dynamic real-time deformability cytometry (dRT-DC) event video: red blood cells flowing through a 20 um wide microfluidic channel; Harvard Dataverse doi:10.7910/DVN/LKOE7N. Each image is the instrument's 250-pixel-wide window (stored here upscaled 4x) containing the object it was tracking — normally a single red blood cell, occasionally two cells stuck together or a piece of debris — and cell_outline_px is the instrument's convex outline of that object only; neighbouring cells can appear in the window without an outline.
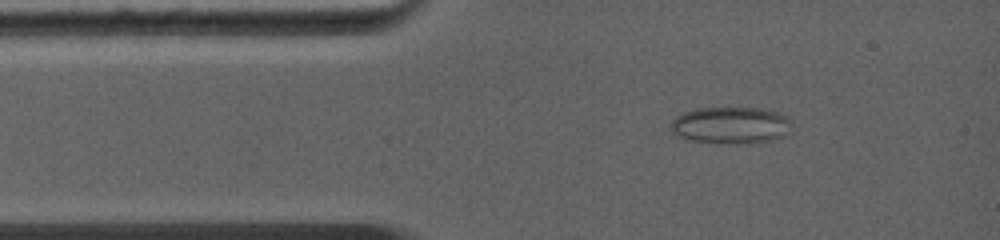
{"species": "common noctule bat (a hibernating species)", "species_latin": "Nyctalus noctula", "temperature_condition": "warm", "stored_images_in_passage": 3, "camera_frame_rate_fps": 5000, "um_per_image_px": 0.085, "animal": {"sex": "female", "body_mass_g": 19.0, "forearm_length_mm": 56.7}, "frame": {"image": 1, "passage_image": 2, "time_ms": 1.2, "image_size_px": [1000, 240], "cell_outline_px": [[792, 120], [784, 136], [772, 140], [748, 144], [712, 144], [672, 136], [668, 128], [672, 120], [676, 116], [684, 112], [696, 108], [772, 108], [788, 116]], "centroid_in_image_um": [62.08, 10.66], "position_along_channel_um": 22.9, "area_um2": 26.93}}